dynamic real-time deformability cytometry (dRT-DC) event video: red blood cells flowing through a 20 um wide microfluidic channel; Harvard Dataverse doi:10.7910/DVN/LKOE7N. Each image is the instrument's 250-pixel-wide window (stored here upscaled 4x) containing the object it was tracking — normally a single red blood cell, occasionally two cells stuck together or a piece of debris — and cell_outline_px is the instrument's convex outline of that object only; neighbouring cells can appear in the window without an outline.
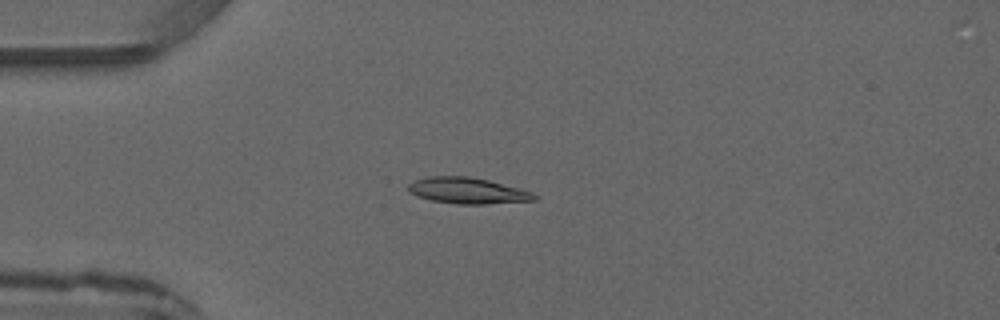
{"species": "common noctule bat (a hibernating species)", "species_latin": "Nyctalus noctula", "temperature_condition": "warm", "stored_images_in_passage": 4, "camera_frame_rate_fps": 3000, "um_per_image_px": 0.085, "animal": {"sex": "male", "forearm_length_mm": 52.5}, "frame": {"image": 1, "passage_image": 3, "time_ms": 2.333, "image_size_px": [1000, 320], "cell_outline_px": [[536, 200], [488, 204], [456, 204], [432, 200], [416, 196], [408, 192], [408, 184], [416, 180], [428, 176], [468, 176], [488, 180], [520, 188], [532, 192], [536, 196]], "centroid_in_image_um": [39.73, 16.21], "position_along_channel_um": 45.3, "area_um2": 19.19}}